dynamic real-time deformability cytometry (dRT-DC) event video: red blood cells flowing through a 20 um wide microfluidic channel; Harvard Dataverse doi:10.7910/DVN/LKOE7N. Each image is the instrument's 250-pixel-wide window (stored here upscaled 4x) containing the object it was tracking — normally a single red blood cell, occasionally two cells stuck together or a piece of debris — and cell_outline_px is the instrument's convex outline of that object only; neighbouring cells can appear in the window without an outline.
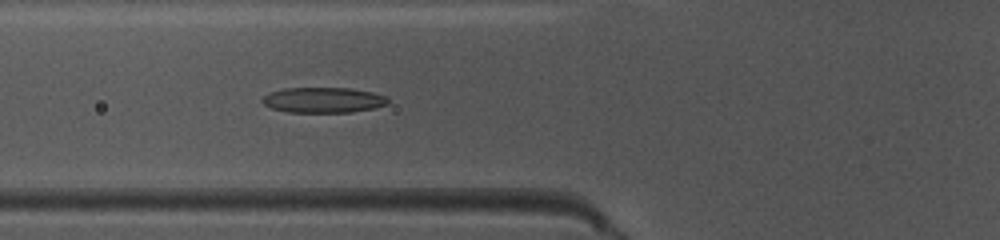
{"species": "common noctule bat (a hibernating species)", "species_latin": "Nyctalus noctula", "temperature_condition": "warm", "stored_images_in_passage": 50, "camera_frame_rate_fps": 3000, "um_per_image_px": 0.085, "animal": {"sex": "female", "body_mass_g": 10.0, "forearm_length_mm": 53.1}, "frame": {"image": 1, "passage_image": 19, "time_ms": 6.0, "image_size_px": [1000, 240], "cell_outline_px": [[388, 104], [372, 108], [352, 112], [288, 112], [272, 108], [264, 104], [260, 100], [264, 96], [272, 92], [284, 88], [348, 88], [372, 92], [388, 96]], "centroid_in_image_um": [27.49, 8.5], "position_along_channel_um": 98.3, "area_um2": 18.5}}
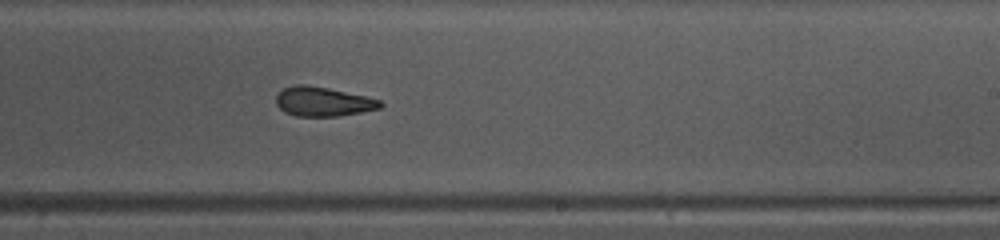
{"frame": {"image": 2, "passage_image": 31, "time_ms": 10.0, "image_size_px": [1000, 240], "cell_outline_px": [[384, 104], [380, 108], [360, 112], [336, 116], [296, 116], [284, 112], [276, 104], [276, 96], [284, 88], [296, 84], [304, 84], [328, 88], [364, 96], [380, 100]], "centroid_in_image_um": [27.43, 8.64], "position_along_channel_um": 261.6, "area_um2": 17.63}}
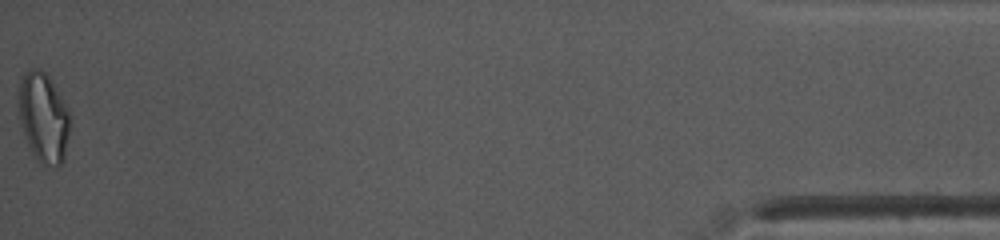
{"frame": {"image": 3, "passage_image": 50, "time_ms": 16.333, "image_size_px": [1000, 240], "cell_outline_px": [[72, 124], [64, 160], [60, 164], [44, 164], [32, 152], [24, 136], [20, 120], [20, 76], [28, 68], [40, 68], [48, 76], [68, 108]], "centroid_in_image_um": [3.73, 9.95], "position_along_channel_um": 431.5, "area_um2": 26.7}, "authors_computed_cell_mechanics": {"area_um2": 18.4382, "velocity_mm_per_s": 4.0617, "shape_relaxation_time_tau1_ms": null, "shape_relaxation_time_tau2_ms": 4.5803, "deformation_change_tau1": null, "deformation_change_tau2": 0.1115}}